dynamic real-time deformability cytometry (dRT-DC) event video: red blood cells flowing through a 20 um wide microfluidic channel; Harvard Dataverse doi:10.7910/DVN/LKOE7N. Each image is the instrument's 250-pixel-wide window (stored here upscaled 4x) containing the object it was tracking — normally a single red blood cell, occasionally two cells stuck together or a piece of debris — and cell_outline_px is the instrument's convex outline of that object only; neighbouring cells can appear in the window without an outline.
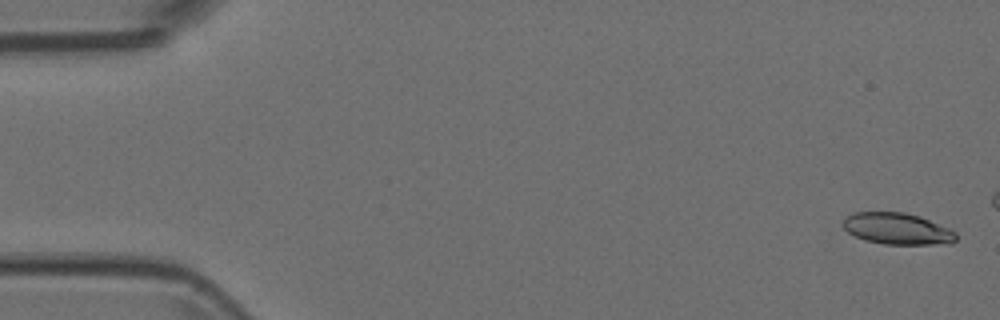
{"species": "Egyptian fruit bat (a non-hibernating species)", "species_latin": "Rousettus aegyptiacus", "temperature_condition": "room temperature", "stored_images_in_passage": 2, "camera_frame_rate_fps": 3000, "um_per_image_px": 0.085, "animal": {"sex": "female"}, "frame": {"image": 1, "passage_image": 2, "time_ms": 0.333, "image_size_px": [1000, 320], "cell_outline_px": [[956, 240], [952, 244], [884, 244], [864, 240], [848, 232], [840, 224], [852, 212], [904, 212], [920, 216], [948, 228], [956, 232]], "centroid_in_image_um": [76.27, 19.44], "position_along_channel_um": 8.7, "area_um2": 20.81}}